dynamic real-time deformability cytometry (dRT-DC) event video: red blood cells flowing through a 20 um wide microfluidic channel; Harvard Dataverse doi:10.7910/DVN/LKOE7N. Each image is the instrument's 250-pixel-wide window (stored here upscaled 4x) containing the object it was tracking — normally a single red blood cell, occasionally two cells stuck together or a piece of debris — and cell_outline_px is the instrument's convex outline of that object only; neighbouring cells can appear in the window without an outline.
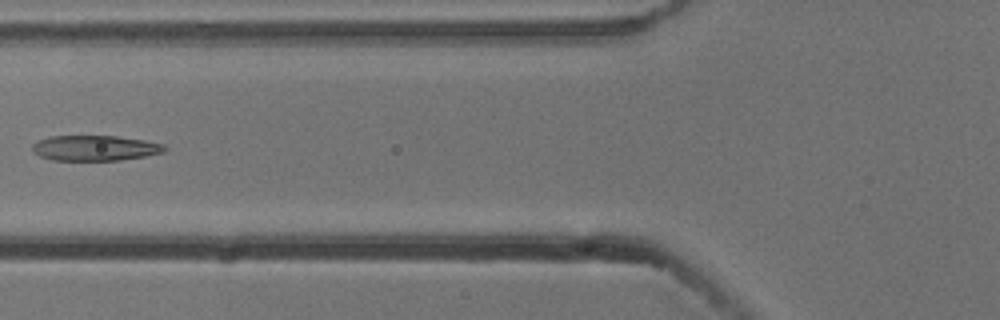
{"species": "common noctule bat (a hibernating species)", "species_latin": "Nyctalus noctula", "temperature_condition": "cold", "stored_images_in_passage": 6, "camera_frame_rate_fps": 3000, "um_per_image_px": 0.085, "animal": {"sex": "male", "body_mass_g": 13.3}, "frame": {"image": 1, "passage_image": 5, "time_ms": 1.333, "image_size_px": [1000, 320], "cell_outline_px": [[168, 148], [164, 152], [144, 156], [120, 160], [52, 160], [40, 156], [32, 152], [32, 144], [36, 140], [48, 136], [116, 136], [144, 140], [164, 144]], "centroid_in_image_um": [8.04, 12.58], "position_along_channel_um": 117.8, "area_um2": 19.65}}
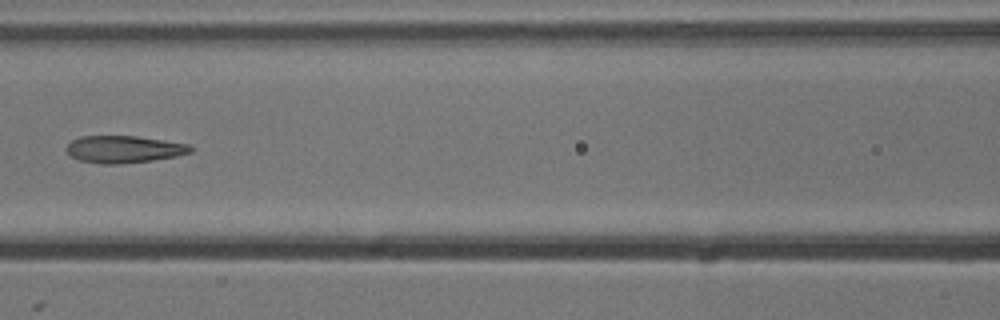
{"frame": {"image": 2, "passage_image": 6, "time_ms": 1.667, "image_size_px": [1000, 320], "cell_outline_px": [[192, 152], [176, 156], [152, 160], [116, 164], [104, 164], [80, 160], [72, 156], [64, 148], [72, 140], [80, 136], [136, 136], [188, 144], [192, 148]], "centroid_in_image_um": [10.51, 12.68], "position_along_channel_um": 156.1, "area_um2": 19.42}}